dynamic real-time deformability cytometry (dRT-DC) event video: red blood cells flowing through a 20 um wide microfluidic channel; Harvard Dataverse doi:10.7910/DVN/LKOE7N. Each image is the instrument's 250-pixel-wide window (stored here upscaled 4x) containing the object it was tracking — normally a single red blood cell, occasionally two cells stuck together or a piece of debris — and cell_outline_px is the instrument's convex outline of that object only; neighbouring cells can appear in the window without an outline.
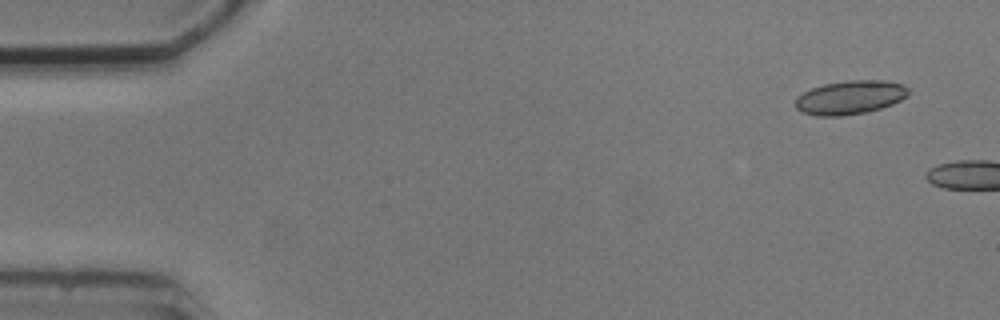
{"species": "common noctule bat (a hibernating species)", "species_latin": "Nyctalus noctula", "temperature_condition": "cold", "stored_images_in_passage": 2, "camera_frame_rate_fps": 3000, "um_per_image_px": 0.085, "animal": {"sex": "male", "body_mass_g": 20.5, "forearm_length_mm": 52.5}, "frame": {"image": 1, "passage_image": 1, "time_ms": 0.0, "image_size_px": [1000, 320], "cell_outline_px": [[908, 96], [892, 104], [880, 108], [864, 112], [840, 116], [816, 116], [804, 112], [796, 108], [796, 96], [812, 88], [824, 84], [848, 80], [884, 80], [904, 84], [908, 88]], "centroid_in_image_um": [72.27, 8.27], "position_along_channel_um": 12.7, "area_um2": 22.14}}